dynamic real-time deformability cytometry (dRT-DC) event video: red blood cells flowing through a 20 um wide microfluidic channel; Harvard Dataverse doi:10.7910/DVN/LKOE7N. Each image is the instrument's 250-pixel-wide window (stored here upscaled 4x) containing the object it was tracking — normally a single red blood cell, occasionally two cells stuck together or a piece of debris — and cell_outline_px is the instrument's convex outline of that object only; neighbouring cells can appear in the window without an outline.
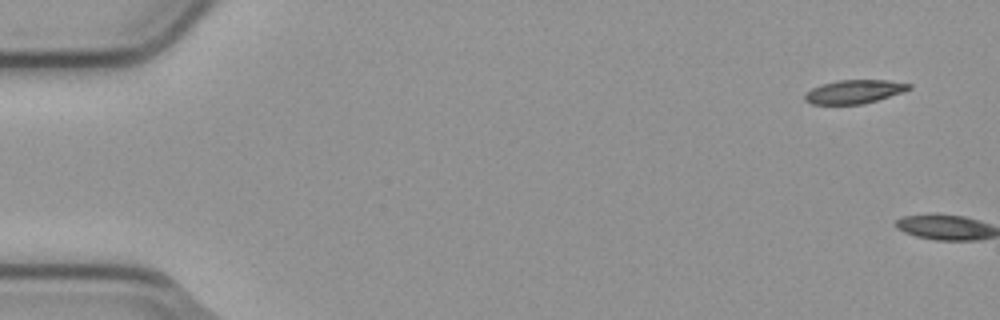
{"species": "common noctule bat (a hibernating species)", "species_latin": "Nyctalus noctula", "temperature_condition": "cold", "stored_images_in_passage": 2, "camera_frame_rate_fps": 3000, "um_per_image_px": 0.085, "animal": {"sex": "male", "body_mass_g": 23.1, "forearm_length_mm": 52.7}, "frame": {"image": 1, "passage_image": 1, "time_ms": 0.0, "image_size_px": [1000, 320], "cell_outline_px": [[912, 88], [904, 92], [864, 104], [812, 104], [804, 100], [804, 92], [820, 84], [836, 80], [888, 80], [912, 84]], "centroid_in_image_um": [72.6, 7.79], "position_along_channel_um": 12.4, "area_um2": 14.57}}